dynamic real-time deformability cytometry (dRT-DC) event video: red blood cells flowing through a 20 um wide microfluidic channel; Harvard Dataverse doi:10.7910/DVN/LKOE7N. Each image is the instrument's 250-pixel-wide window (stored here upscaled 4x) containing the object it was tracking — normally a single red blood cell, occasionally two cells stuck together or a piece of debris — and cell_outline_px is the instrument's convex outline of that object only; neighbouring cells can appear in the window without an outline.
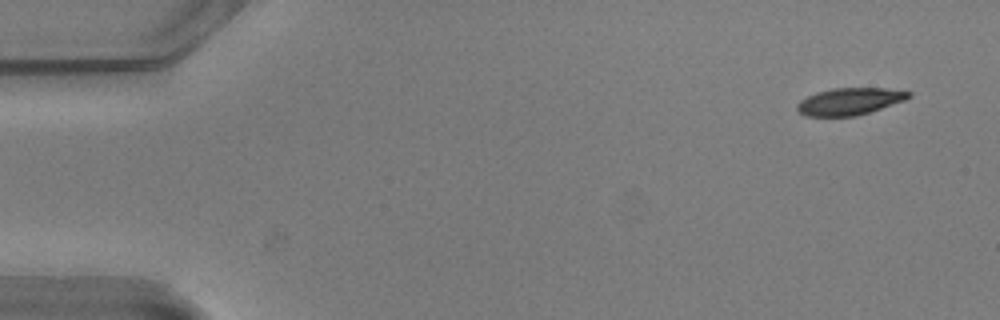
{"species": "common noctule bat (a hibernating species)", "species_latin": "Nyctalus noctula", "temperature_condition": "warm", "stored_images_in_passage": 55, "camera_frame_rate_fps": 3000, "um_per_image_px": 0.085, "animal": {"sex": "male", "body_mass_g": 20.5, "forearm_length_mm": 52.5}, "frame": {"image": 1, "passage_image": 4, "time_ms": 1.0, "image_size_px": [1000, 320], "cell_outline_px": [[912, 96], [904, 100], [856, 116], [804, 116], [796, 108], [796, 104], [800, 100], [816, 92], [832, 88], [884, 88], [912, 92]], "centroid_in_image_um": [72.18, 8.61], "position_along_channel_um": 12.8, "area_um2": 17.46}}
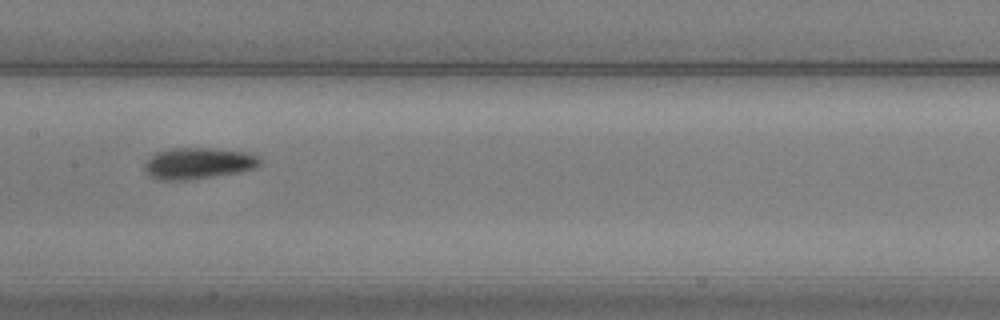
{"frame": {"image": 2, "passage_image": 28, "time_ms": 9.0, "image_size_px": [1000, 320], "cell_outline_px": [[260, 164], [256, 168], [240, 172], [188, 180], [156, 180], [148, 176], [144, 172], [144, 164], [156, 152], [168, 148], [208, 148], [244, 152], [256, 156], [260, 160]], "centroid_in_image_um": [16.78, 13.89], "position_along_channel_um": 190.6, "area_um2": 21.1}}
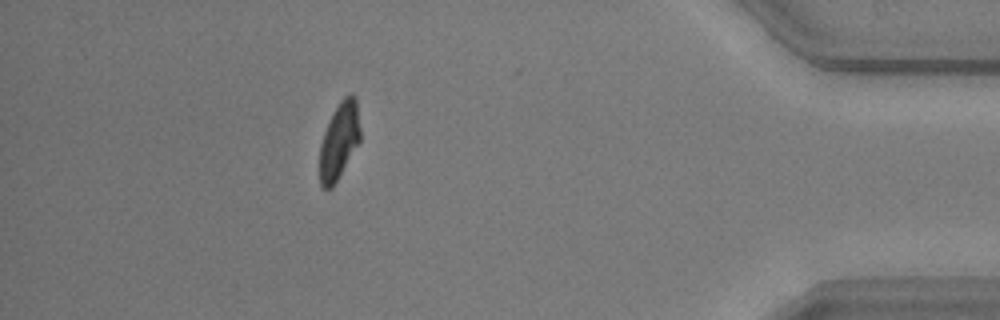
{"frame": {"image": 3, "passage_image": 49, "time_ms": 16.0, "image_size_px": [1000, 320], "cell_outline_px": [[360, 140], [332, 188], [324, 188], [320, 184], [320, 144], [324, 132], [340, 100], [344, 96], [352, 92], [356, 96], [360, 128]], "centroid_in_image_um": [28.84, 11.93], "position_along_channel_um": 406.4, "area_um2": 17.8}, "authors_computed_cell_mechanics": {"area_um2": 19.4208, "velocity_mm_per_s": 3.7624, "shape_relaxation_time_tau1_ms": 2.635, "shape_relaxation_time_tau2_ms": 1.5219, "deformation_change_tau1": 0.157, "deformation_change_tau2": 0.0728}}